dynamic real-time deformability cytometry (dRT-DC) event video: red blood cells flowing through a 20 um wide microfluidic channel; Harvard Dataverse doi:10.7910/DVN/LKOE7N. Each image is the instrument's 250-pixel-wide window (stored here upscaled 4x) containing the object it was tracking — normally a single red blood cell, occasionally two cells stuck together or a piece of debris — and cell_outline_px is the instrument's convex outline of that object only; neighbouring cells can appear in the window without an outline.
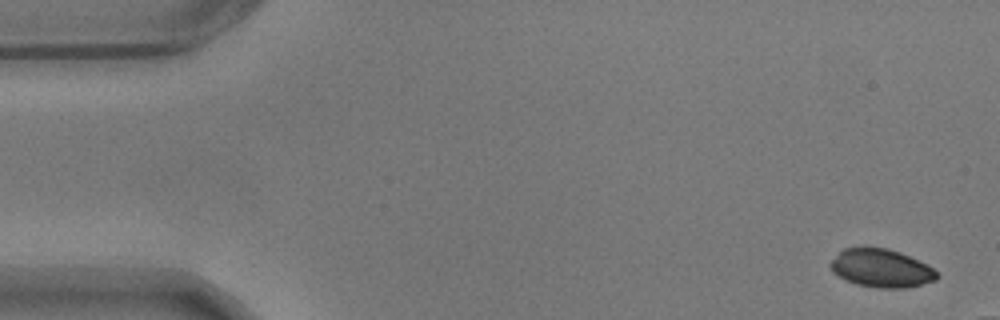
{"species": "common noctule bat (a hibernating species)", "species_latin": "Nyctalus noctula", "temperature_condition": "warm", "stored_images_in_passage": 9, "camera_frame_rate_fps": 3000, "um_per_image_px": 0.085, "animal": {"sex": "male", "body_mass_g": 17.9}, "frame": {"image": 1, "passage_image": 1, "time_ms": 0.0, "image_size_px": [1000, 320], "cell_outline_px": [[936, 276], [912, 284], [872, 284], [856, 280], [840, 272], [836, 268], [864, 248], [872, 248], [892, 252], [912, 260], [928, 268]], "centroid_in_image_um": [75.14, 22.8], "position_along_channel_um": 9.9, "area_um2": 17.05}}